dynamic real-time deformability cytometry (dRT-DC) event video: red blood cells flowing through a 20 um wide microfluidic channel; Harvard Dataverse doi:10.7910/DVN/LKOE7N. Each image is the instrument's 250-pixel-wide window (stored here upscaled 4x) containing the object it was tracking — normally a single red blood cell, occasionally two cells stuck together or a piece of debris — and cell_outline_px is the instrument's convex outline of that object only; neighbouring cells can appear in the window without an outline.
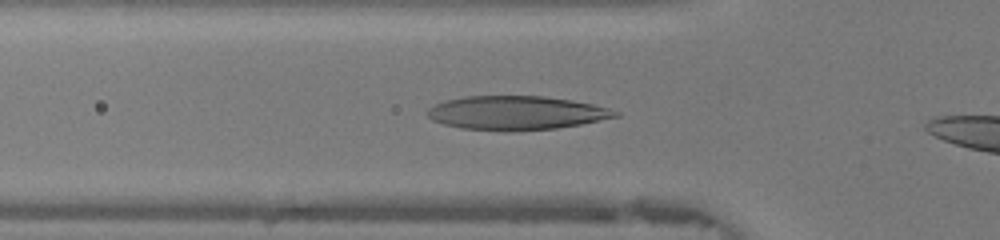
{"species": "human", "species_latin": "Homo sapiens", "temperature_condition": "warm", "stored_images_in_passage": 7, "camera_frame_rate_fps": 3000, "um_per_image_px": 0.085, "donor": {"sex": "female"}, "frame": {"image": 1, "passage_image": 5, "time_ms": 1.333, "image_size_px": [1000, 240], "cell_outline_px": [[620, 116], [580, 124], [556, 128], [512, 132], [508, 132], [460, 128], [444, 124], [432, 120], [428, 116], [428, 108], [436, 104], [448, 100], [464, 96], [544, 96], [572, 100], [592, 104], [608, 108], [620, 112]], "centroid_in_image_um": [43.89, 9.6], "position_along_channel_um": 81.9, "area_um2": 37.17}}